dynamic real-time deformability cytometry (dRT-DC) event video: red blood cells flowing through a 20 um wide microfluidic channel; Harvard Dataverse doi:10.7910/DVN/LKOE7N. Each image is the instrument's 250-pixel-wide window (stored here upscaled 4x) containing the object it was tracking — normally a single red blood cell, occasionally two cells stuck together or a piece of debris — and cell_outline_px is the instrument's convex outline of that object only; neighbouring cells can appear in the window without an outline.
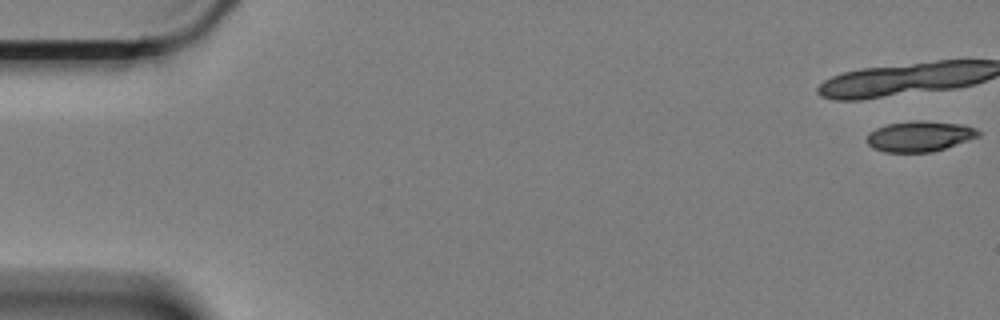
{"species": "Egyptian fruit bat (a non-hibernating species)", "species_latin": "Rousettus aegyptiacus", "temperature_condition": "cold", "stored_images_in_passage": 19, "camera_frame_rate_fps": 3000, "um_per_image_px": 0.085, "animal": {"sex": "female"}, "frame": {"image": 1, "passage_image": 1, "time_ms": 0.0, "image_size_px": [1000, 320], "cell_outline_px": [[980, 136], [932, 152], [884, 152], [872, 148], [868, 144], [868, 136], [876, 128], [888, 124], [912, 120], [920, 120], [960, 124], [976, 128], [980, 132]], "centroid_in_image_um": [78.17, 11.58], "position_along_channel_um": 6.8, "area_um2": 19.65}}